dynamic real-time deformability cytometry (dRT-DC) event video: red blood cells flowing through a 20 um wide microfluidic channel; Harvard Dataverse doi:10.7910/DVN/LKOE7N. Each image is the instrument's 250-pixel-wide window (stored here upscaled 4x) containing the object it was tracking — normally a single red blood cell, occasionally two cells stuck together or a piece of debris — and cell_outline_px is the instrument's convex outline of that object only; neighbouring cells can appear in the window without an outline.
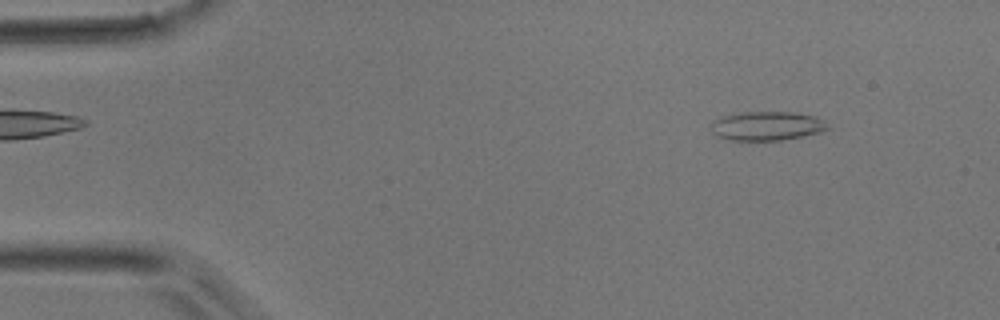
{"species": "common noctule bat (a hibernating species)", "species_latin": "Nyctalus noctula", "temperature_condition": "room temperature", "stored_images_in_passage": 47, "camera_frame_rate_fps": 3000, "um_per_image_px": 0.085, "animal": {"sex": "male", "body_mass_g": 17.9}, "frame": {"image": 1, "passage_image": 5, "time_ms": 1.333, "image_size_px": [1000, 320], "cell_outline_px": [[832, 128], [820, 132], [804, 136], [780, 140], [728, 140], [716, 136], [712, 132], [712, 120], [724, 116], [740, 112], [796, 112], [816, 116], [824, 120]], "centroid_in_image_um": [65.22, 10.7], "position_along_channel_um": 19.8, "area_um2": 19.94}}
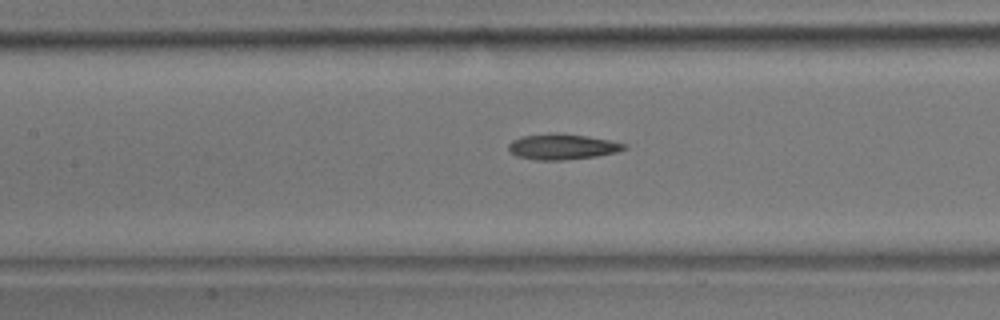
{"frame": {"image": 2, "passage_image": 21, "time_ms": 6.667, "image_size_px": [1000, 320], "cell_outline_px": [[628, 148], [616, 152], [596, 156], [560, 160], [536, 160], [516, 156], [508, 148], [508, 144], [512, 140], [520, 136], [556, 132], [584, 136], [608, 140], [628, 144]], "centroid_in_image_um": [47.77, 12.46], "position_along_channel_um": 159.6, "area_um2": 17.22}}
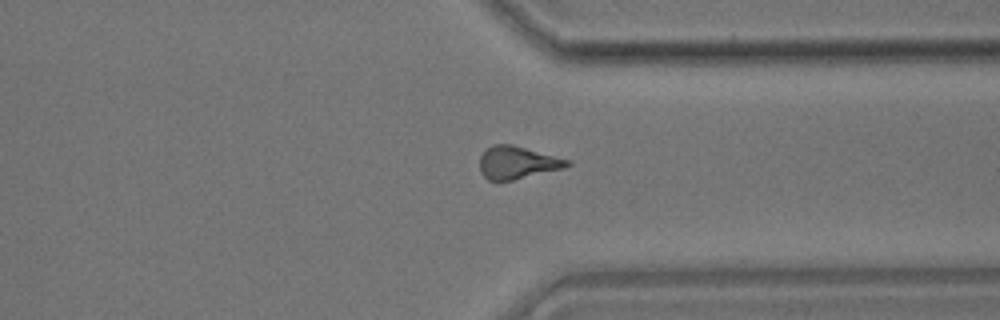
{"frame": {"image": 3, "passage_image": 36, "time_ms": 11.667, "image_size_px": [1000, 320], "cell_outline_px": [[572, 164], [564, 168], [512, 180], [488, 180], [480, 172], [480, 156], [492, 144], [512, 144], [572, 160]], "centroid_in_image_um": [44.0, 13.81], "position_along_channel_um": 367.4, "area_um2": 16.65}}